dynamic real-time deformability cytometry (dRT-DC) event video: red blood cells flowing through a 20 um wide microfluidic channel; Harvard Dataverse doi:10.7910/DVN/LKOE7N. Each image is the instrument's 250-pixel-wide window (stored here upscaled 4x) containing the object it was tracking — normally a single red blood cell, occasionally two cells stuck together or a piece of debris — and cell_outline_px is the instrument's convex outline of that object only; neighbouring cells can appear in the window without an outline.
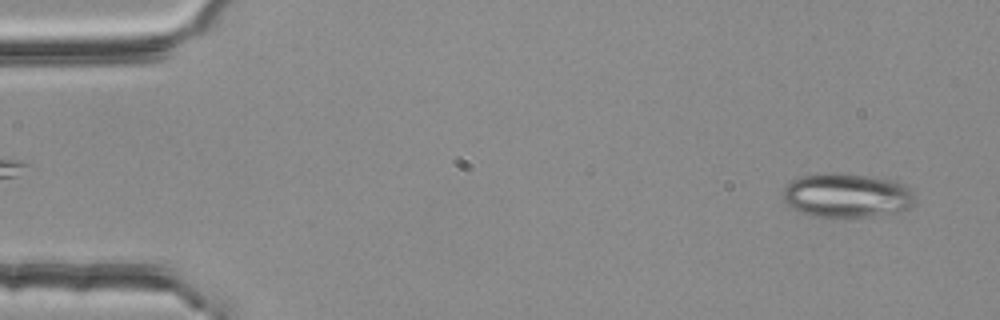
{"species": "common noctule bat (a hibernating species)", "species_latin": "Nyctalus noctula", "temperature_condition": "room temperature", "stored_images_in_passage": 54, "camera_frame_rate_fps": 3000, "um_per_image_px": 0.085, "animal": {"sex": "female", "body_mass_g": 25.1}, "frame": {"image": 1, "passage_image": 3, "time_ms": 0.667, "image_size_px": [1000, 320], "cell_outline_px": [[916, 204], [908, 208], [896, 212], [872, 216], [836, 220], [812, 216], [800, 212], [792, 208], [784, 200], [784, 188], [792, 180], [800, 176], [832, 172], [836, 172], [868, 176], [896, 180], [908, 188], [916, 196]], "centroid_in_image_um": [71.99, 16.64], "position_along_channel_um": 13.0, "area_um2": 34.8}}
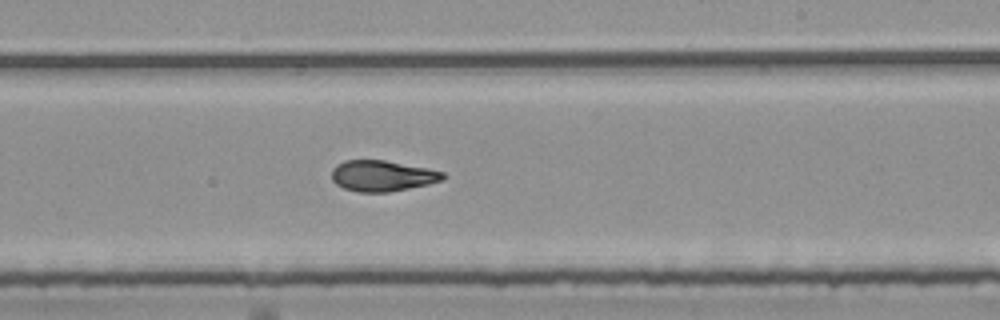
{"frame": {"image": 2, "passage_image": 32, "time_ms": 10.333, "image_size_px": [1000, 320], "cell_outline_px": [[448, 176], [444, 180], [428, 184], [388, 192], [356, 192], [344, 188], [336, 184], [332, 180], [332, 168], [336, 164], [344, 160], [384, 160], [428, 168], [444, 172]], "centroid_in_image_um": [32.5, 14.94], "position_along_channel_um": 256.5, "area_um2": 20.17}}
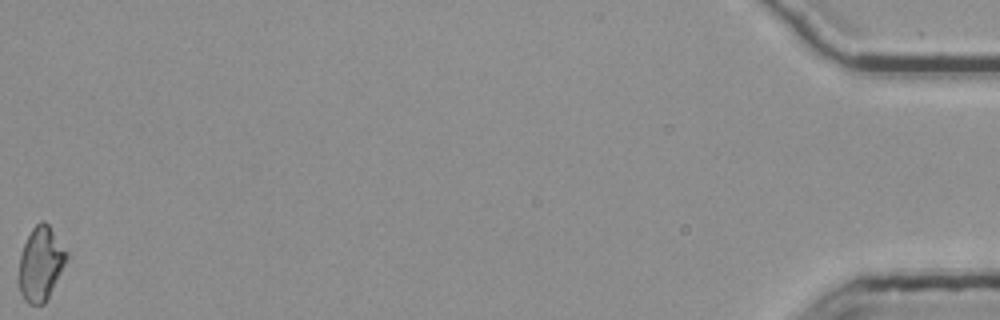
{"frame": {"image": 3, "passage_image": 54, "time_ms": 17.667, "image_size_px": [1000, 320], "cell_outline_px": [[68, 256], [44, 304], [28, 304], [24, 300], [20, 292], [20, 256], [24, 244], [32, 228], [40, 220], [44, 220], [48, 224], [68, 252]], "centroid_in_image_um": [3.46, 22.39], "position_along_channel_um": 431.7, "area_um2": 20.0}, "authors_computed_cell_mechanics": {"area_um2": 20.5479, "velocity_mm_per_s": 3.7824, "shape_relaxation_time_tau1_ms": null, "shape_relaxation_time_tau2_ms": 3.4016, "deformation_change_tau1": null, "deformation_change_tau2": 0.0758}}